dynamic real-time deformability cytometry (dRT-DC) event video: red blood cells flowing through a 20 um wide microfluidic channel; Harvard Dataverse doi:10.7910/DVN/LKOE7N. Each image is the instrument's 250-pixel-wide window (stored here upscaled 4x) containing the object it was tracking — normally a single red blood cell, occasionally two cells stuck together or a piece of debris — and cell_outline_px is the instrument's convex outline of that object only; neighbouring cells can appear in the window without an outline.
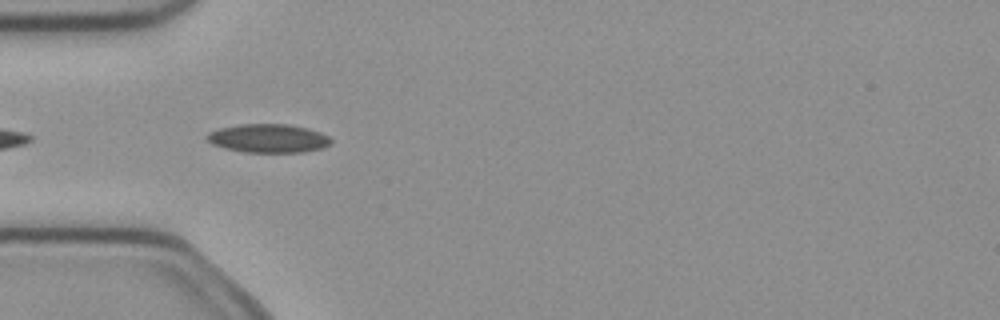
{"species": "common noctule bat (a hibernating species)", "species_latin": "Nyctalus noctula", "temperature_condition": "cold", "stored_images_in_passage": 6, "camera_frame_rate_fps": 3000, "um_per_image_px": 0.085, "animal": {"sex": "female", "body_mass_g": 21.9}, "frame": {"image": 1, "passage_image": 4, "time_ms": 1.0, "image_size_px": [1000, 320], "cell_outline_px": [[332, 144], [324, 148], [304, 152], [244, 152], [224, 148], [212, 144], [204, 136], [208, 132], [220, 128], [240, 124], [288, 124], [308, 128], [320, 132], [328, 136], [332, 140]], "centroid_in_image_um": [22.82, 11.76], "position_along_channel_um": 62.2, "area_um2": 20.87}}
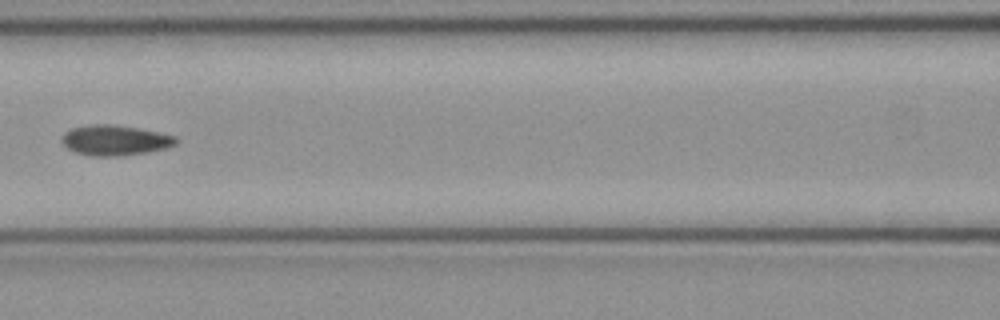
{"frame": {"image": 2, "passage_image": 6, "time_ms": 1.667, "image_size_px": [1000, 320], "cell_outline_px": [[180, 140], [176, 144], [164, 148], [148, 152], [124, 156], [88, 156], [76, 152], [68, 148], [60, 140], [64, 132], [72, 128], [92, 124], [108, 124], [136, 128], [176, 136]], "centroid_in_image_um": [9.76, 11.93], "position_along_channel_um": 156.8, "area_um2": 20.11}}